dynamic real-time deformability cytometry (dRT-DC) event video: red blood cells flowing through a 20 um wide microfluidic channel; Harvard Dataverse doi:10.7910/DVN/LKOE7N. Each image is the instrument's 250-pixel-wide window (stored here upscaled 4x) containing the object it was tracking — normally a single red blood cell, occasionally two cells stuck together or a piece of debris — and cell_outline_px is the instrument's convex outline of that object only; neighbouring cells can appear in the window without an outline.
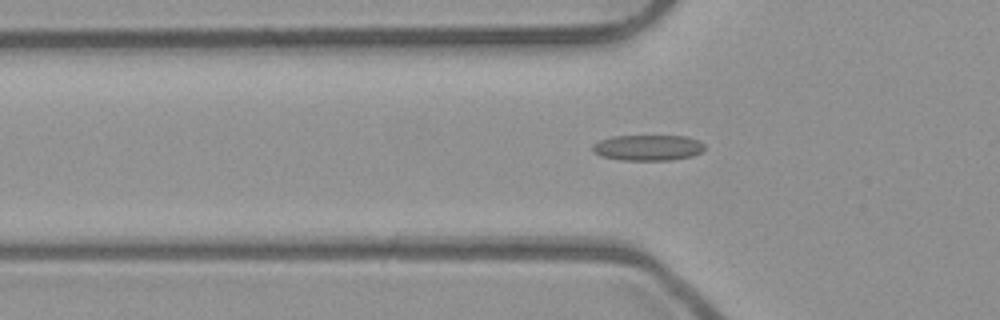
{"species": "common noctule bat (a hibernating species)", "species_latin": "Nyctalus noctula", "temperature_condition": "room temperature", "stored_images_in_passage": 46, "camera_frame_rate_fps": 3000, "um_per_image_px": 0.085, "animal": {"sex": "male", "body_mass_g": 23.1, "forearm_length_mm": 52.7}, "frame": {"image": 1, "passage_image": 17, "time_ms": 5.333, "image_size_px": [1000, 320], "cell_outline_px": [[704, 148], [700, 152], [692, 156], [672, 160], [620, 160], [600, 156], [592, 152], [592, 144], [600, 140], [612, 136], [684, 136], [696, 140], [704, 144]], "centroid_in_image_um": [55.01, 12.56], "position_along_channel_um": 70.8, "area_um2": 16.82}}
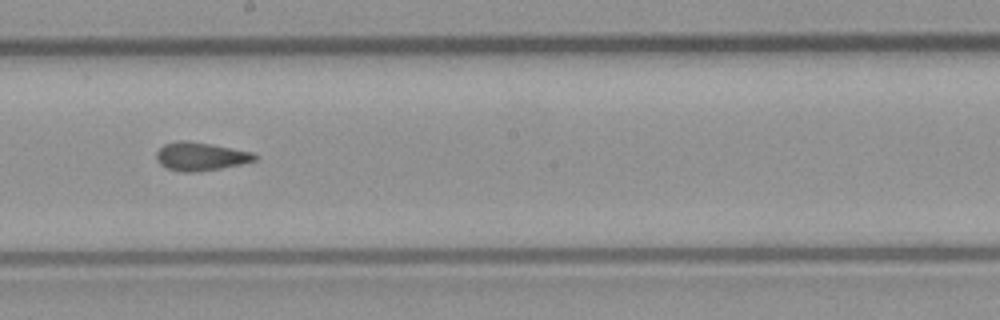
{"frame": {"image": 2, "passage_image": 29, "time_ms": 9.333, "image_size_px": [1000, 320], "cell_outline_px": [[256, 160], [240, 164], [220, 168], [196, 172], [184, 172], [168, 168], [160, 164], [156, 160], [156, 152], [164, 144], [180, 140], [184, 140], [212, 144], [252, 152], [256, 156]], "centroid_in_image_um": [17.02, 13.29], "position_along_channel_um": 231.2, "area_um2": 16.07}}
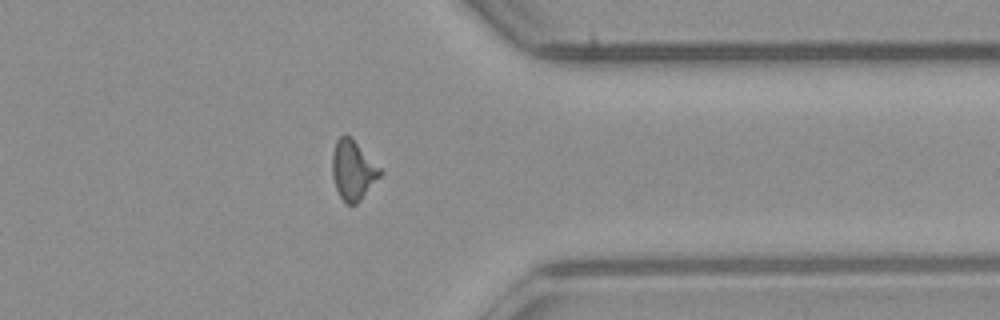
{"frame": {"image": 3, "passage_image": 41, "time_ms": 13.333, "image_size_px": [1000, 320], "cell_outline_px": [[384, 172], [360, 200], [356, 204], [348, 204], [340, 196], [336, 188], [332, 176], [332, 152], [336, 140], [340, 136], [352, 136]], "centroid_in_image_um": [30.01, 14.43], "position_along_channel_um": 381.4, "area_um2": 16.65}}